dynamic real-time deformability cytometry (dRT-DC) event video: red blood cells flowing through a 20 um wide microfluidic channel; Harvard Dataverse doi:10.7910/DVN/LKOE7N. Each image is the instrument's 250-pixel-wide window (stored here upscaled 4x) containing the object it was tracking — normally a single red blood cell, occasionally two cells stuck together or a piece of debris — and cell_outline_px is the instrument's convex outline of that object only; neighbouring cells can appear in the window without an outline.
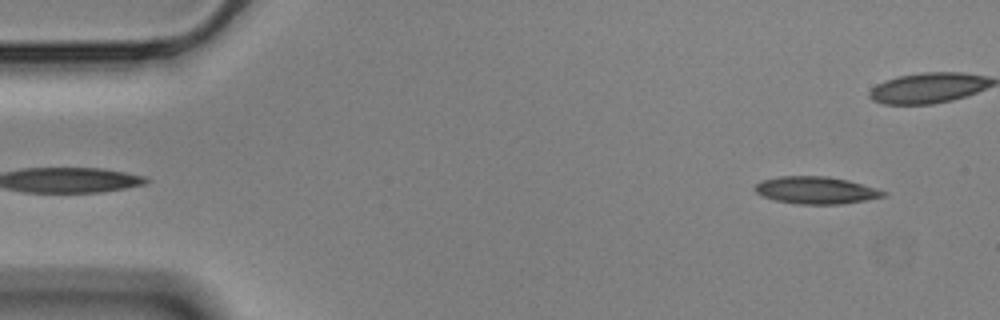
{"species": "Egyptian fruit bat (a non-hibernating species)", "species_latin": "Rousettus aegyptiacus", "temperature_condition": "cold", "stored_images_in_passage": 55, "camera_frame_rate_fps": 3000, "um_per_image_px": 0.085, "animal": {"sex": "male"}, "frame": {"image": 1, "passage_image": 3, "time_ms": 0.667, "image_size_px": [1000, 320], "cell_outline_px": [[888, 196], [840, 204], [796, 204], [776, 200], [764, 196], [756, 192], [752, 188], [760, 180], [780, 176], [828, 176], [848, 180], [876, 188], [888, 192]], "centroid_in_image_um": [69.36, 16.16], "position_along_channel_um": 15.6, "area_um2": 20.46}}
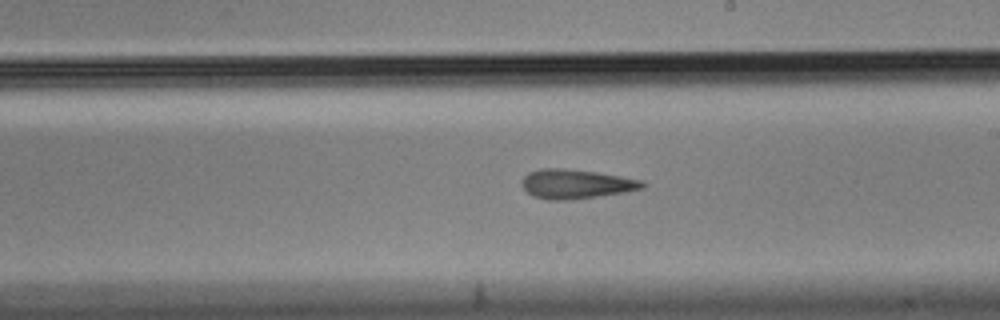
{"frame": {"image": 2, "passage_image": 30, "time_ms": 9.667, "image_size_px": [1000, 320], "cell_outline_px": [[648, 184], [644, 188], [624, 192], [568, 200], [548, 200], [532, 196], [520, 184], [520, 180], [528, 172], [540, 168], [564, 168], [596, 172], [644, 180]], "centroid_in_image_um": [48.94, 15.63], "position_along_channel_um": 240.1, "area_um2": 20.75}}
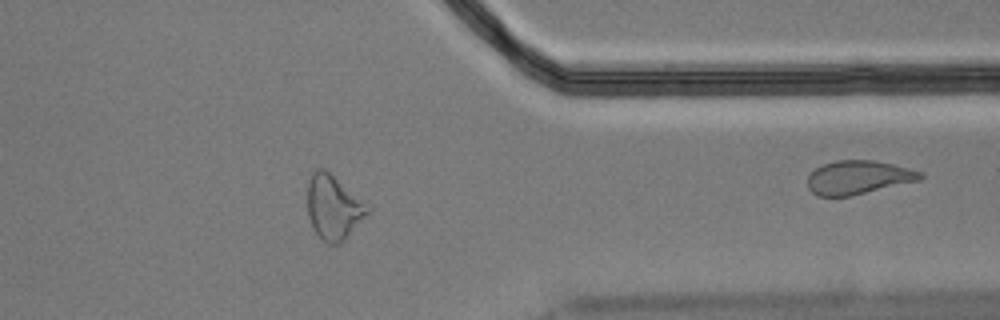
{"frame": {"image": 3, "passage_image": 43, "time_ms": 14.0, "image_size_px": [1000, 320], "cell_outline_px": [[372, 212], [340, 244], [328, 244], [312, 228], [308, 216], [308, 180], [312, 172], [316, 168], [324, 168], [372, 208]], "centroid_in_image_um": [28.37, 17.63], "position_along_channel_um": 383.0, "area_um2": 22.66}, "authors_computed_cell_mechanics": {"area_um2": 20.6924, "velocity_mm_per_s": 3.5747, "shape_relaxation_time_tau1_ms": null, "shape_relaxation_time_tau2_ms": 7.282, "deformation_change_tau1": null, "deformation_change_tau2": 0.207}}